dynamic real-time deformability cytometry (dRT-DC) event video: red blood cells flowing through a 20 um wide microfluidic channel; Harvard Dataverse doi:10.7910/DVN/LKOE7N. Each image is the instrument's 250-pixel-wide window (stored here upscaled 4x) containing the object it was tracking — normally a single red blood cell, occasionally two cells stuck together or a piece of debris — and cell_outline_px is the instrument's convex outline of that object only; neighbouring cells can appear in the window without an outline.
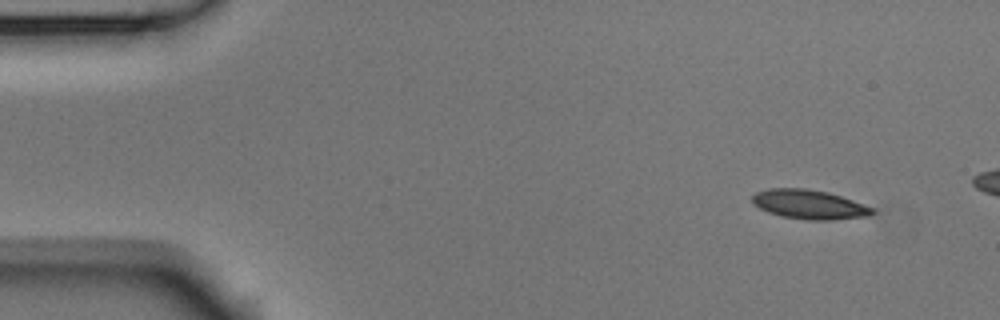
{"species": "Egyptian fruit bat (a non-hibernating species)", "species_latin": "Rousettus aegyptiacus", "temperature_condition": "room temperature", "stored_images_in_passage": 4, "camera_frame_rate_fps": 3000, "um_per_image_px": 0.085, "animal": {"sex": "male"}, "frame": {"image": 1, "passage_image": 1, "time_ms": 0.0, "image_size_px": [1000, 320], "cell_outline_px": [[876, 212], [868, 216], [832, 220], [808, 220], [780, 216], [768, 212], [752, 204], [752, 196], [756, 192], [768, 188], [808, 188], [828, 192], [876, 208]], "centroid_in_image_um": [68.79, 17.38], "position_along_channel_um": 16.2, "area_um2": 20.69}}